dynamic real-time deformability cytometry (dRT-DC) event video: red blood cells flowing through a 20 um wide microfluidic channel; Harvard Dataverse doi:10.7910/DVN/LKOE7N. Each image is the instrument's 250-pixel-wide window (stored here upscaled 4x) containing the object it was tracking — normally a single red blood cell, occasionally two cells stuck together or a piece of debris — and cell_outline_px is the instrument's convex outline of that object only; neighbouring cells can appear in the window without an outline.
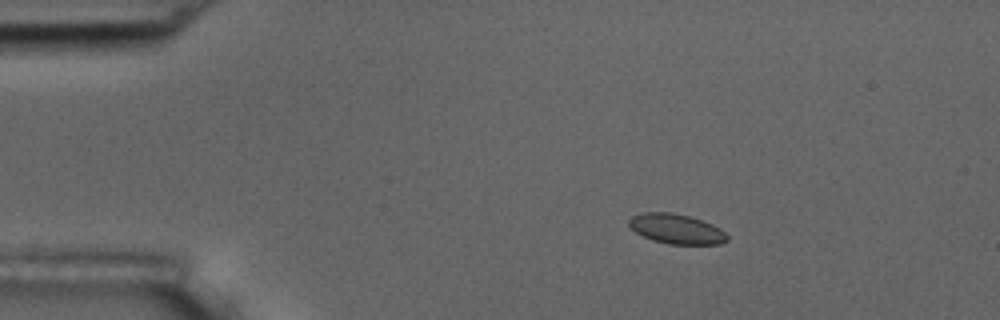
{"species": "common noctule bat (a hibernating species)", "species_latin": "Nyctalus noctula", "temperature_condition": "room temperature", "stored_images_in_passage": 4, "camera_frame_rate_fps": 3000, "um_per_image_px": 0.085, "animal": {"sex": "male", "body_mass_g": 17.5, "forearm_length_mm": 52.3}, "frame": {"image": 1, "passage_image": 2, "time_ms": 0.333, "image_size_px": [1000, 320], "cell_outline_px": [[728, 240], [720, 244], [668, 244], [652, 240], [636, 232], [628, 224], [628, 220], [632, 216], [644, 212], [672, 212], [688, 216], [712, 224], [720, 228], [728, 236]], "centroid_in_image_um": [57.49, 19.46], "position_along_channel_um": 27.5, "area_um2": 16.99}}